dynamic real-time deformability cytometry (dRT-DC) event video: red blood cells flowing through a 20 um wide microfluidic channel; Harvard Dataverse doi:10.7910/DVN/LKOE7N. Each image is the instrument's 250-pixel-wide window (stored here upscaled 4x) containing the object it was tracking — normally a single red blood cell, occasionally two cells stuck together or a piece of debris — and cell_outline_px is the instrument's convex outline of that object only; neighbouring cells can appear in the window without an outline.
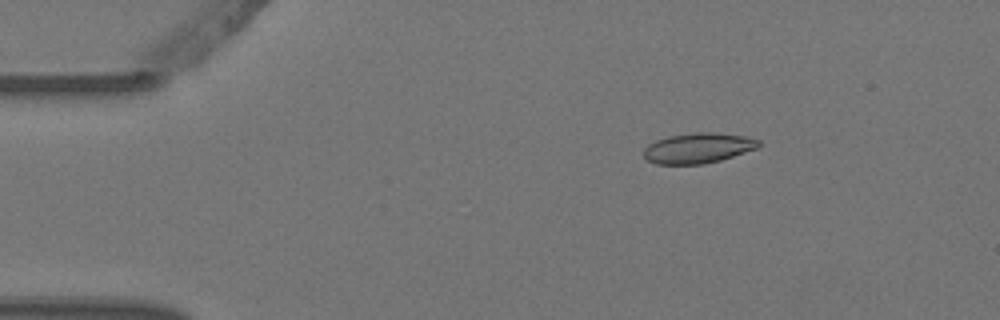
{"species": "Egyptian fruit bat (a non-hibernating species)", "species_latin": "Rousettus aegyptiacus", "temperature_condition": "warm", "stored_images_in_passage": 5, "camera_frame_rate_fps": 3000, "um_per_image_px": 0.085, "animal": {"sex": "female"}, "frame": {"image": 1, "passage_image": 3, "time_ms": 0.667, "image_size_px": [1000, 320], "cell_outline_px": [[760, 144], [756, 148], [720, 160], [704, 164], [656, 164], [648, 160], [644, 156], [644, 148], [648, 144], [656, 140], [668, 136], [696, 132], [716, 132], [748, 136], [760, 140]], "centroid_in_image_um": [59.33, 12.57], "position_along_channel_um": 25.7, "area_um2": 20.29}}